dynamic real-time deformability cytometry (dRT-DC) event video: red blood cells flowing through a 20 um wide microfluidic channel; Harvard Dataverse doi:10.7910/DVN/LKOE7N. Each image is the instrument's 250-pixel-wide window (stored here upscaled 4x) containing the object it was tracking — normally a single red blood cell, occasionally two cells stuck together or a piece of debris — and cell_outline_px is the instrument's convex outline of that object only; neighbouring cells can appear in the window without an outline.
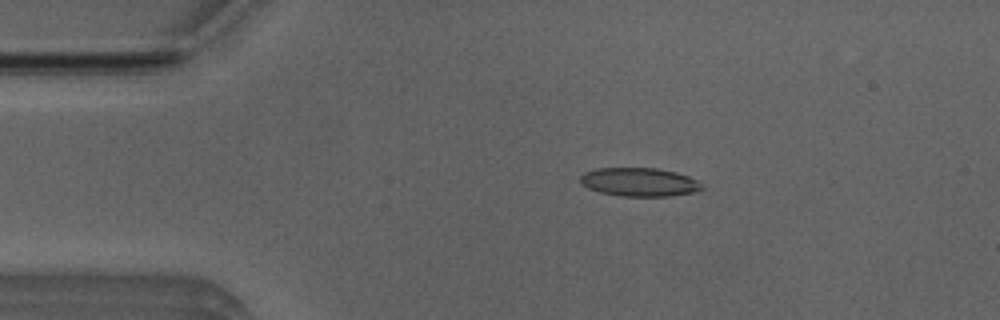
{"species": "Egyptian fruit bat (a non-hibernating species)", "species_latin": "Rousettus aegyptiacus", "temperature_condition": "room temperature", "stored_images_in_passage": 43, "camera_frame_rate_fps": 3000, "um_per_image_px": 0.085, "animal": {"sex": "male"}, "frame": {"image": 1, "passage_image": 2, "time_ms": 0.333, "image_size_px": [1000, 320], "cell_outline_px": [[704, 188], [696, 192], [672, 196], [620, 196], [600, 192], [588, 188], [580, 180], [580, 176], [584, 172], [596, 168], [656, 168], [676, 172], [688, 176], [696, 180]], "centroid_in_image_um": [54.35, 15.47], "position_along_channel_um": 30.7, "area_um2": 20.23}}
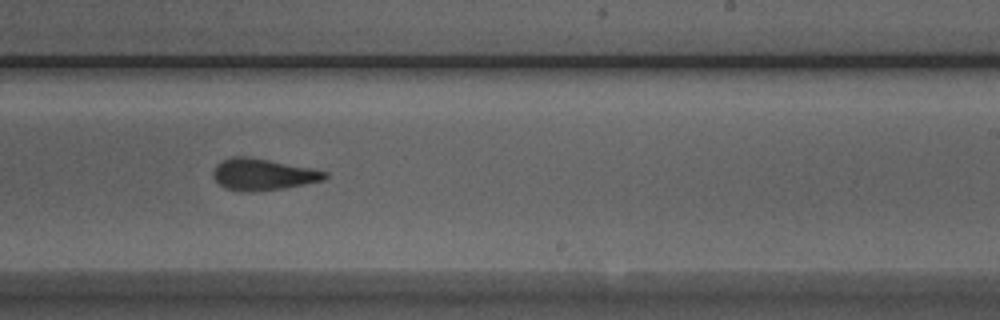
{"frame": {"image": 2, "passage_image": 23, "time_ms": 7.333, "image_size_px": [1000, 320], "cell_outline_px": [[328, 176], [324, 180], [284, 188], [252, 192], [244, 192], [224, 188], [212, 176], [212, 172], [216, 164], [220, 160], [232, 156], [248, 156], [312, 168], [328, 172]], "centroid_in_image_um": [22.31, 14.82], "position_along_channel_um": 266.7, "area_um2": 20.75}}
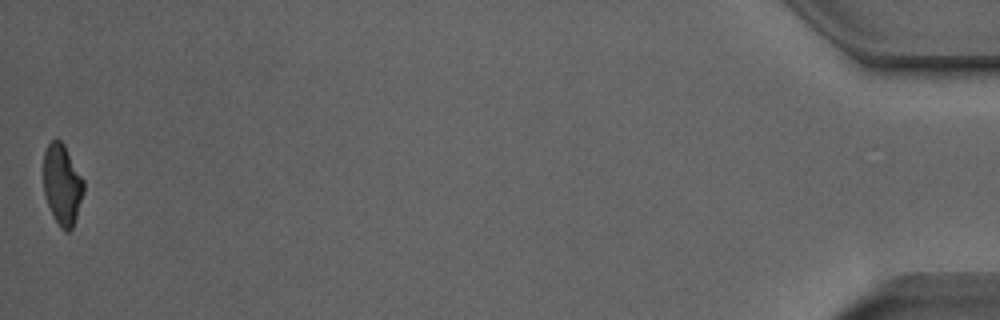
{"frame": {"image": 3, "passage_image": 43, "time_ms": 14.0, "image_size_px": [1000, 320], "cell_outline_px": [[84, 192], [72, 228], [68, 232], [64, 232], [60, 228], [48, 204], [44, 192], [44, 152], [48, 144], [56, 136], [64, 144], [84, 180]], "centroid_in_image_um": [5.29, 15.66], "position_along_channel_um": 429.9, "area_um2": 18.79}, "authors_computed_cell_mechanics": {"area_um2": 20.2878, "velocity_mm_per_s": 4.0127, "shape_relaxation_time_tau1_ms": 4.9093, "shape_relaxation_time_tau2_ms": 1.1387, "deformation_change_tau1": 0.1875, "deformation_change_tau2": 0.0982}}